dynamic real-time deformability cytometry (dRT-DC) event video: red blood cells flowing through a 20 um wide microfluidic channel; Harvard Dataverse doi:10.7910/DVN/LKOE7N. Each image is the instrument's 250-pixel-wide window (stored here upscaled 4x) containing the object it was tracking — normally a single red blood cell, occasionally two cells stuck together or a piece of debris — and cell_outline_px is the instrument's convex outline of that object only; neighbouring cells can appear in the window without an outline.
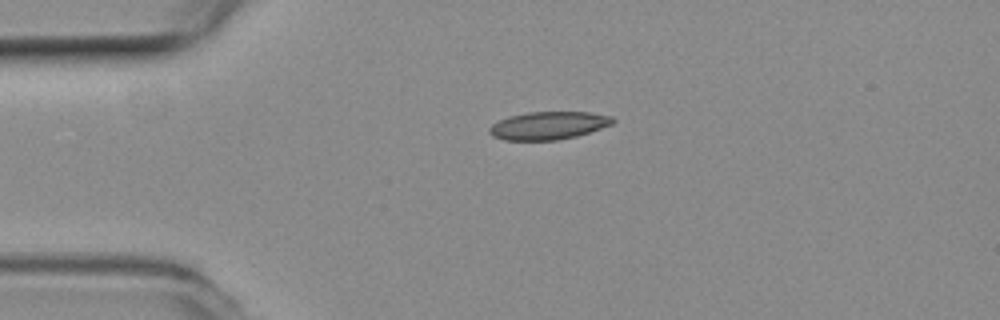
{"species": "common noctule bat (a hibernating species)", "species_latin": "Nyctalus noctula", "temperature_condition": "room temperature", "stored_images_in_passage": 3, "camera_frame_rate_fps": 3000, "um_per_image_px": 0.085, "animal": {"sex": "female", "body_mass_g": 19.3, "forearm_length_mm": 54.1}, "frame": {"image": 1, "passage_image": 1, "time_ms": 0.0, "image_size_px": [1000, 320], "cell_outline_px": [[616, 120], [612, 124], [576, 136], [556, 140], [504, 140], [492, 136], [488, 132], [488, 128], [492, 124], [508, 116], [528, 112], [588, 112], [612, 116]], "centroid_in_image_um": [46.58, 10.67], "position_along_channel_um": 38.4, "area_um2": 20.0}}
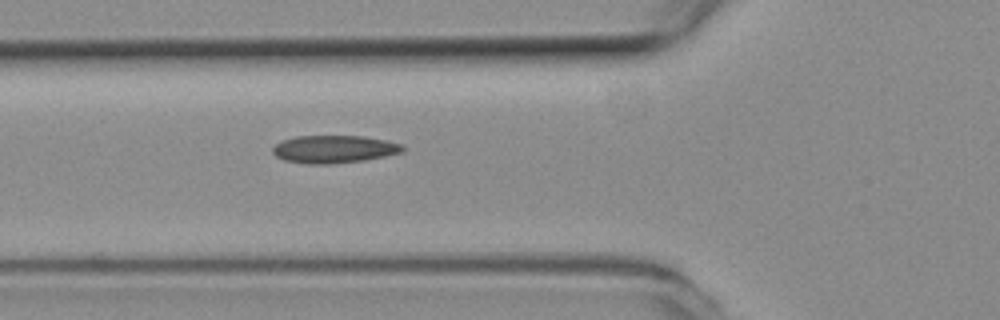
{"frame": {"image": 2, "passage_image": 3, "time_ms": 0.667, "image_size_px": [1000, 320], "cell_outline_px": [[404, 152], [364, 160], [332, 164], [308, 164], [284, 160], [276, 156], [272, 152], [272, 148], [280, 140], [296, 136], [364, 136], [404, 144]], "centroid_in_image_um": [28.38, 12.68], "position_along_channel_um": 97.4, "area_um2": 21.1}}